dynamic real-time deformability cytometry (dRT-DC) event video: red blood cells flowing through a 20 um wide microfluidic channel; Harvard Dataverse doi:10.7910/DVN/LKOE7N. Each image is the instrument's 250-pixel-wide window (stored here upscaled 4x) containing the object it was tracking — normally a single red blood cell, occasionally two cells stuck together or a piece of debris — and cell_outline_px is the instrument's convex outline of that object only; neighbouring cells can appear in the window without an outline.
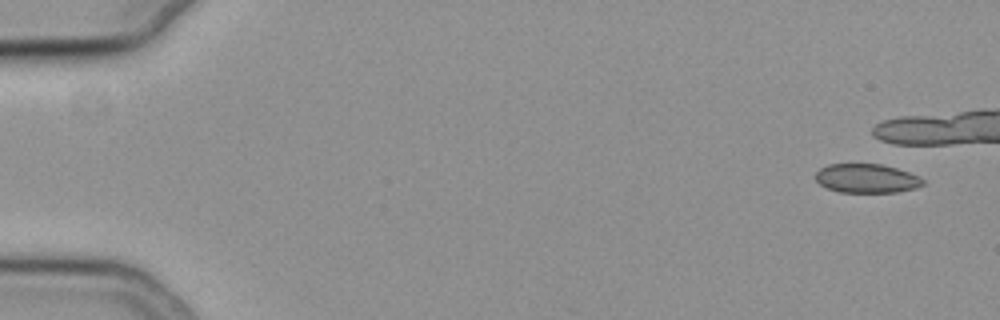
{"species": "common noctule bat (a hibernating species)", "species_latin": "Nyctalus noctula", "temperature_condition": "cold", "stored_images_in_passage": 6, "camera_frame_rate_fps": 3000, "um_per_image_px": 0.085, "animal": {"sex": "female", "body_mass_g": 19.3, "forearm_length_mm": 54.1}, "frame": {"image": 1, "passage_image": 1, "time_ms": 0.0, "image_size_px": [1000, 320], "cell_outline_px": [[924, 184], [916, 188], [896, 192], [840, 192], [828, 188], [820, 184], [816, 180], [816, 172], [820, 168], [828, 164], [880, 164], [896, 168], [908, 172], [924, 180]], "centroid_in_image_um": [73.65, 15.16], "position_along_channel_um": 11.3, "area_um2": 17.98}}